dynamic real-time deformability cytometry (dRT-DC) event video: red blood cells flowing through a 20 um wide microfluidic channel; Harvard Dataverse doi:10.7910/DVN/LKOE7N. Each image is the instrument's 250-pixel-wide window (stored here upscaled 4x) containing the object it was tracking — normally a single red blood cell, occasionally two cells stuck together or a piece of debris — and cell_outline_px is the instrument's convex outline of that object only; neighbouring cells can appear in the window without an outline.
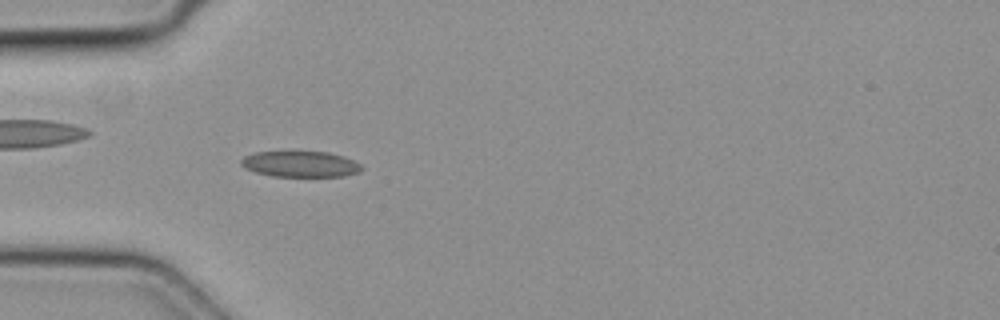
{"species": "common noctule bat (a hibernating species)", "species_latin": "Nyctalus noctula", "temperature_condition": "cold", "stored_images_in_passage": 29, "camera_frame_rate_fps": 3000, "um_per_image_px": 0.085, "animal": {"sex": "female", "body_mass_g": 19.3, "forearm_length_mm": 54.1}, "frame": {"image": 1, "passage_image": 1, "time_ms": 0.0, "image_size_px": [1000, 320], "cell_outline_px": [[364, 168], [360, 172], [344, 176], [272, 176], [256, 172], [244, 168], [240, 164], [240, 160], [244, 156], [256, 152], [292, 148], [328, 152], [344, 156], [360, 164]], "centroid_in_image_um": [25.5, 13.89], "position_along_channel_um": 59.5, "area_um2": 19.19}}
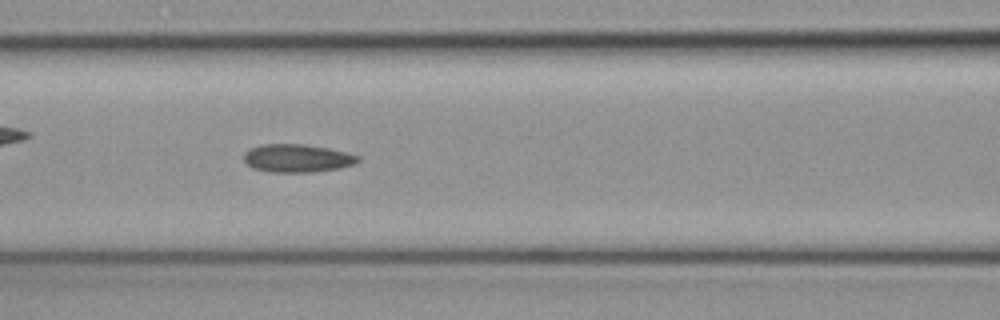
{"frame": {"image": 2, "passage_image": 7, "time_ms": 2.0, "image_size_px": [1000, 320], "cell_outline_px": [[360, 160], [356, 164], [340, 168], [312, 172], [268, 172], [252, 168], [244, 160], [244, 152], [248, 148], [260, 144], [304, 144], [328, 148], [360, 156]], "centroid_in_image_um": [25.24, 13.45], "position_along_channel_um": 141.4, "area_um2": 18.84}}
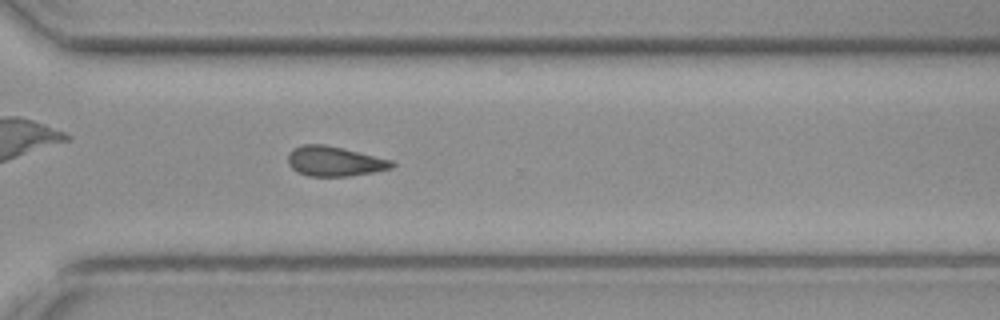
{"frame": {"image": 3, "passage_image": 21, "time_ms": 6.667, "image_size_px": [1000, 320], "cell_outline_px": [[396, 164], [392, 168], [376, 172], [348, 176], [308, 176], [296, 172], [288, 164], [288, 152], [292, 148], [304, 144], [324, 144], [392, 160]], "centroid_in_image_um": [28.41, 13.71], "position_along_channel_um": 342.2, "area_um2": 18.15}}